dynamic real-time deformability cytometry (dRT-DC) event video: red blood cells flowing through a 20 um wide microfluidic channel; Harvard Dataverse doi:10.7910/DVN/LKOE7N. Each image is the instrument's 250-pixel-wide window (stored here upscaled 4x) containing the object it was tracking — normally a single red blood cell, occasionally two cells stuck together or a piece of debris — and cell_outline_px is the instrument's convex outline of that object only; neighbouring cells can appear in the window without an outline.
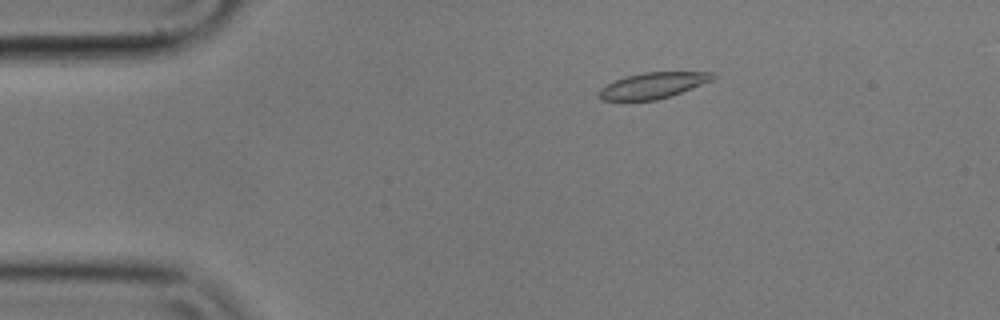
{"species": "common noctule bat (a hibernating species)", "species_latin": "Nyctalus noctula", "temperature_condition": "cold", "stored_images_in_passage": 51, "camera_frame_rate_fps": 3000, "um_per_image_px": 0.085, "animal": {"sex": "male", "body_mass_g": 17.9}, "frame": {"image": 1, "passage_image": 5, "time_ms": 1.333, "image_size_px": [1000, 320], "cell_outline_px": [[716, 76], [712, 80], [692, 88], [656, 100], [600, 100], [596, 92], [600, 88], [624, 76], [644, 72], [716, 72]], "centroid_in_image_um": [55.47, 7.25], "position_along_channel_um": 29.5, "area_um2": 17.11}}
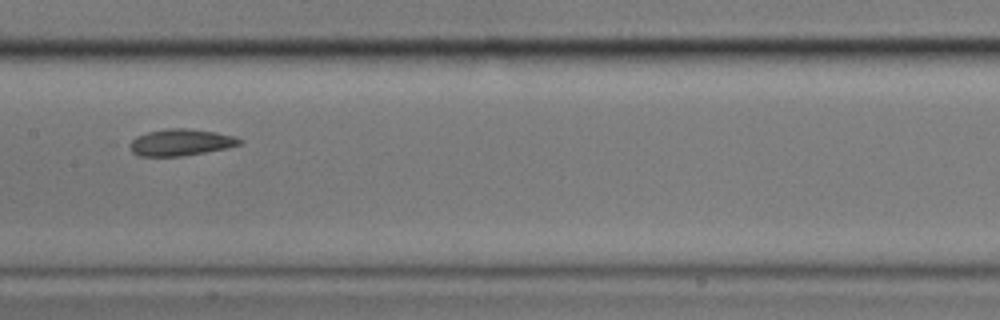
{"frame": {"image": 2, "passage_image": 23, "time_ms": 7.333, "image_size_px": [1000, 320], "cell_outline_px": [[244, 140], [240, 144], [228, 148], [180, 156], [140, 156], [132, 152], [124, 144], [136, 136], [148, 132], [164, 128], [184, 128], [216, 132], [236, 136]], "centroid_in_image_um": [15.31, 12.09], "position_along_channel_um": 192.1, "area_um2": 17.34}}
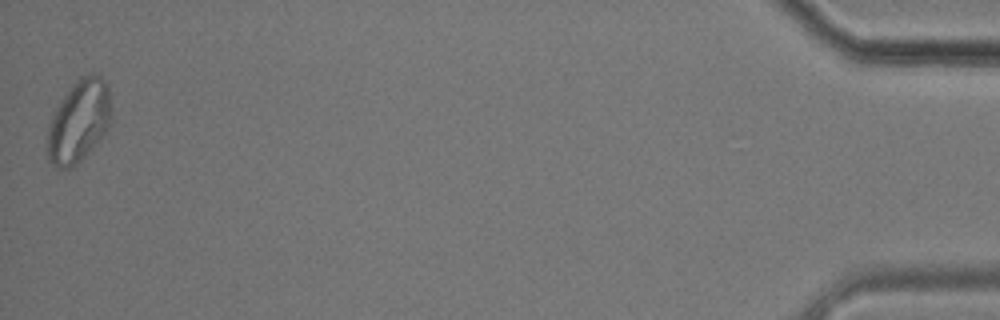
{"frame": {"image": 3, "passage_image": 51, "time_ms": 16.667, "image_size_px": [1000, 320], "cell_outline_px": [[112, 116], [104, 136], [72, 168], [56, 168], [48, 160], [48, 124], [60, 100], [72, 84], [80, 76], [88, 72], [92, 72], [100, 76], [104, 80], [108, 88], [112, 108]], "centroid_in_image_um": [6.72, 10.27], "position_along_channel_um": 428.5, "area_um2": 30.87}, "authors_computed_cell_mechanics": {"area_um2": 17.918, "velocity_mm_per_s": 3.5369, "shape_relaxation_time_tau1_ms": null, "shape_relaxation_time_tau2_ms": 10.9283, "deformation_change_tau1": null, "deformation_change_tau2": 0.1367}}